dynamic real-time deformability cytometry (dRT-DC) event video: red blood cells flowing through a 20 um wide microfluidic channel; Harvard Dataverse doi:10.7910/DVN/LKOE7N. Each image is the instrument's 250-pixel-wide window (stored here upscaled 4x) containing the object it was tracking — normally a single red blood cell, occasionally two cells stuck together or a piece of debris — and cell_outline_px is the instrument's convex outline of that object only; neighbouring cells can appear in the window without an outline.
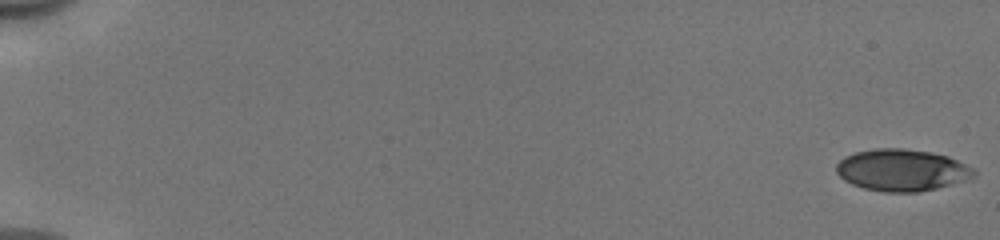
{"species": "human", "species_latin": "Homo sapiens", "temperature_condition": "cold", "stored_images_in_passage": 53, "camera_frame_rate_fps": 3000, "um_per_image_px": 0.085, "donor": {"sex": "male"}, "frame": {"image": 1, "passage_image": 1, "time_ms": 0.0, "image_size_px": [1000, 240], "cell_outline_px": [[976, 176], [964, 180], [936, 188], [916, 192], [884, 192], [864, 188], [852, 184], [844, 180], [836, 172], [836, 164], [844, 156], [856, 152], [876, 148], [904, 148], [928, 152], [948, 156], [972, 168], [976, 172]], "centroid_in_image_um": [76.62, 14.45], "position_along_channel_um": 8.4, "area_um2": 33.29}}
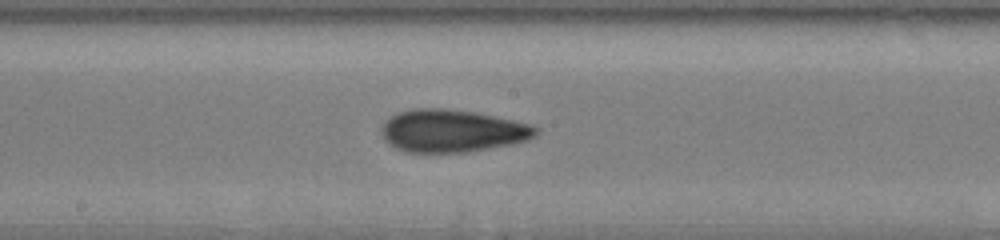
{"frame": {"image": 2, "passage_image": 31, "time_ms": 10.0, "image_size_px": [1000, 240], "cell_outline_px": [[540, 132], [536, 136], [528, 140], [512, 144], [464, 152], [404, 152], [388, 144], [384, 140], [380, 132], [380, 128], [396, 112], [412, 108], [444, 108], [472, 112], [532, 124], [540, 128]], "centroid_in_image_um": [38.43, 11.12], "position_along_channel_um": 209.8, "area_um2": 38.38}}
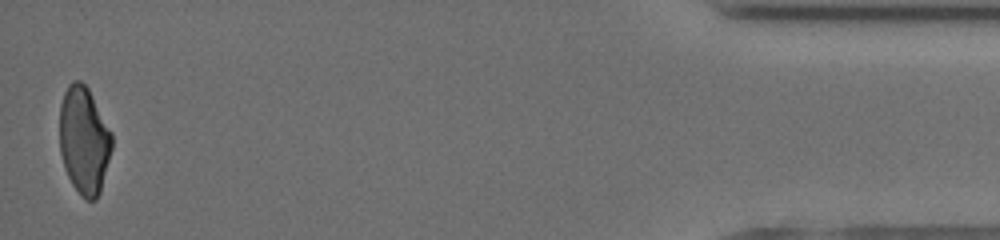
{"frame": {"image": 3, "passage_image": 53, "time_ms": 17.333, "image_size_px": [1000, 240], "cell_outline_px": [[112, 148], [100, 192], [96, 200], [88, 200], [80, 196], [72, 184], [64, 168], [60, 152], [60, 104], [64, 92], [68, 84], [72, 80], [80, 80], [88, 88], [112, 132]], "centroid_in_image_um": [7.14, 11.92], "position_along_channel_um": 428.1, "area_um2": 32.89}, "authors_computed_cell_mechanics": {"area_um2": 35.0268, "velocity_mm_per_s": 3.9891, "shape_relaxation_time_tau1_ms": 5.9991, "shape_relaxation_time_tau2_ms": 1.9115, "deformation_change_tau1": 0.1672, "deformation_change_tau2": 0.0963}}